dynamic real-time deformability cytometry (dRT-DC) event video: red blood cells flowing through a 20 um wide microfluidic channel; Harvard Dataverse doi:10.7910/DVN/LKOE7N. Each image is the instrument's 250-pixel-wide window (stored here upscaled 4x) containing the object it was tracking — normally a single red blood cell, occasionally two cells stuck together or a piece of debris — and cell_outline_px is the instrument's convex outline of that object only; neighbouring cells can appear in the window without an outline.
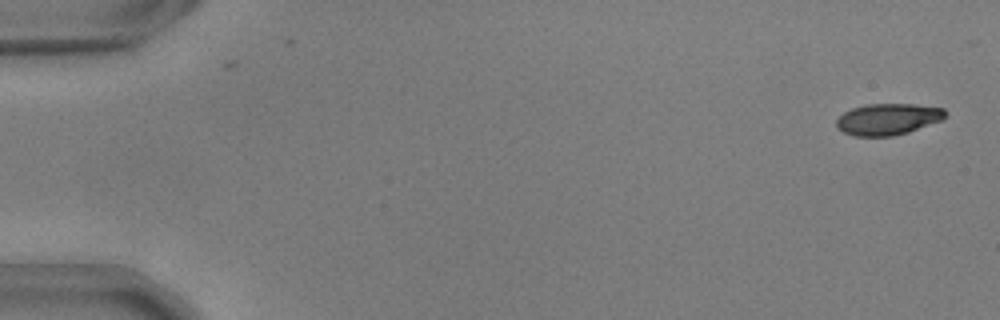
{"species": "common noctule bat (a hibernating species)", "species_latin": "Nyctalus noctula", "temperature_condition": "warm", "stored_images_in_passage": 23, "camera_frame_rate_fps": 3000, "um_per_image_px": 0.085, "animal": {"sex": "male", "body_mass_g": 17.9, "forearm_length_mm": 54.2}, "frame": {"image": 1, "passage_image": 1, "time_ms": 0.0, "image_size_px": [1000, 320], "cell_outline_px": [[948, 112], [940, 120], [908, 132], [892, 136], [856, 136], [844, 132], [836, 128], [836, 120], [844, 112], [852, 108], [868, 104], [916, 104], [944, 108]], "centroid_in_image_um": [75.45, 10.12], "position_along_channel_um": 9.5, "area_um2": 19.83}}
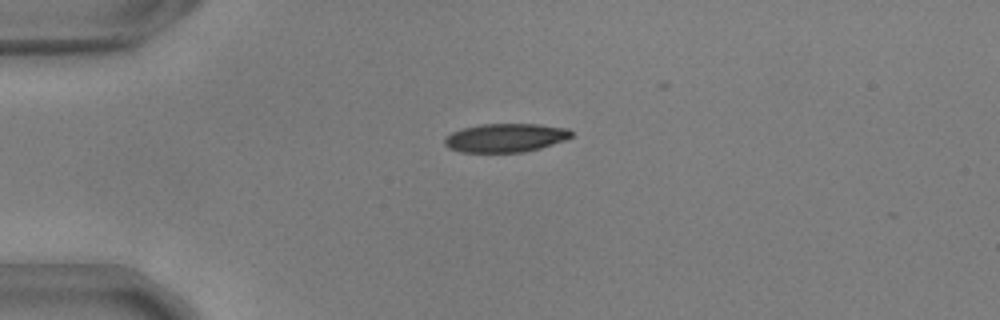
{"frame": {"image": 2, "passage_image": 13, "time_ms": 4.0, "image_size_px": [1000, 320], "cell_outline_px": [[572, 136], [564, 140], [540, 148], [524, 152], [460, 152], [448, 148], [444, 144], [444, 140], [452, 132], [464, 128], [480, 124], [540, 124], [568, 128], [572, 132]], "centroid_in_image_um": [42.97, 11.71], "position_along_channel_um": 42.0, "area_um2": 21.1}}
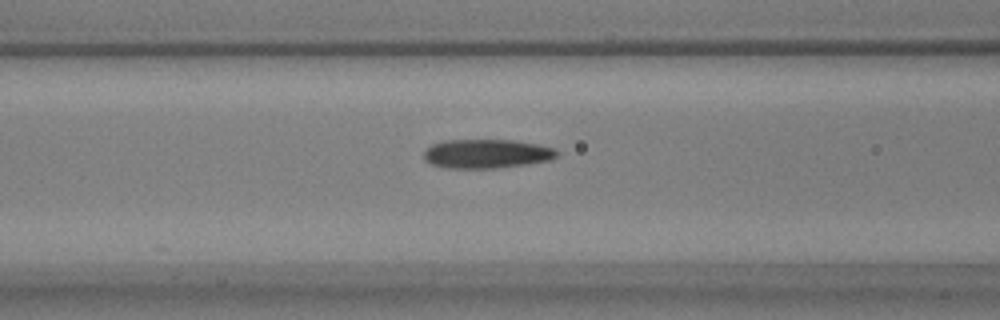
{"frame": {"image": 3, "passage_image": 22, "time_ms": 7.0, "image_size_px": [1000, 320], "cell_outline_px": [[560, 152], [552, 160], [528, 164], [496, 168], [448, 168], [432, 164], [424, 160], [424, 152], [432, 144], [444, 140], [516, 140], [556, 148]], "centroid_in_image_um": [41.4, 13.06], "position_along_channel_um": 125.2, "area_um2": 22.66}}